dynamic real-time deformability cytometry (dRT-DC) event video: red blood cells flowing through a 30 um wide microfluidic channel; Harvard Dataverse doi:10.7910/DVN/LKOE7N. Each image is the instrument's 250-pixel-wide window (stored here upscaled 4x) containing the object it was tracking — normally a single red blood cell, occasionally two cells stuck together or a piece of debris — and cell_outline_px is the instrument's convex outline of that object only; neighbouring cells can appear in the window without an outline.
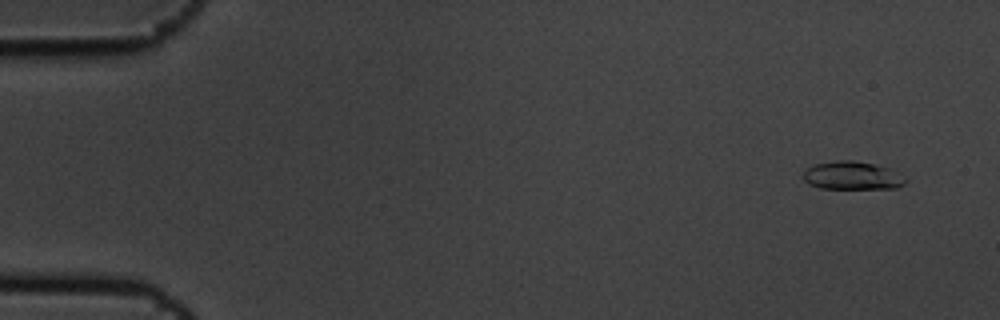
{"species": "common noctule bat (a hibernating species)", "species_latin": "Nyctalus noctula", "temperature_condition": "cold", "stored_images_in_passage": 4, "camera_frame_rate_fps": 3000, "um_per_image_px": 0.085, "animal": {"sex": "male", "body_mass_g": 19.5, "forearm_length_mm": 54.6}, "frame": {"image": 1, "passage_image": 1, "time_ms": 0.0, "image_size_px": [1000, 320], "cell_outline_px": [[908, 180], [904, 184], [896, 188], [820, 188], [808, 184], [804, 180], [804, 172], [808, 168], [816, 164], [836, 160], [852, 160], [872, 164], [888, 168]], "centroid_in_image_um": [72.42, 14.93], "position_along_channel_um": 12.6, "area_um2": 16.47}}